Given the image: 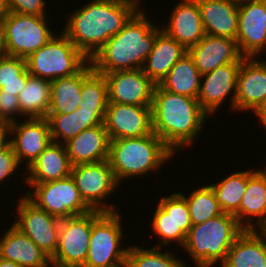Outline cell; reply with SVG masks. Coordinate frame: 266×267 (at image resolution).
<instances>
[{
	"mask_svg": "<svg viewBox=\"0 0 266 267\" xmlns=\"http://www.w3.org/2000/svg\"><path fill=\"white\" fill-rule=\"evenodd\" d=\"M141 0H88L66 16L61 30L90 60L140 9Z\"/></svg>",
	"mask_w": 266,
	"mask_h": 267,
	"instance_id": "1",
	"label": "cell"
},
{
	"mask_svg": "<svg viewBox=\"0 0 266 267\" xmlns=\"http://www.w3.org/2000/svg\"><path fill=\"white\" fill-rule=\"evenodd\" d=\"M207 118L210 119L196 98L168 92L156 84L152 102L153 133L175 155L185 147L192 148L201 137Z\"/></svg>",
	"mask_w": 266,
	"mask_h": 267,
	"instance_id": "2",
	"label": "cell"
},
{
	"mask_svg": "<svg viewBox=\"0 0 266 267\" xmlns=\"http://www.w3.org/2000/svg\"><path fill=\"white\" fill-rule=\"evenodd\" d=\"M147 16L145 7H141L122 30L93 55L89 62L96 73L142 69L156 35L162 30Z\"/></svg>",
	"mask_w": 266,
	"mask_h": 267,
	"instance_id": "3",
	"label": "cell"
},
{
	"mask_svg": "<svg viewBox=\"0 0 266 267\" xmlns=\"http://www.w3.org/2000/svg\"><path fill=\"white\" fill-rule=\"evenodd\" d=\"M174 156L164 142L152 133L144 137L110 140L108 161L117 182L122 185L129 178L160 172L161 167Z\"/></svg>",
	"mask_w": 266,
	"mask_h": 267,
	"instance_id": "4",
	"label": "cell"
},
{
	"mask_svg": "<svg viewBox=\"0 0 266 267\" xmlns=\"http://www.w3.org/2000/svg\"><path fill=\"white\" fill-rule=\"evenodd\" d=\"M244 230L233 214L223 212L201 224L192 225L182 250L191 257L195 267L221 265Z\"/></svg>",
	"mask_w": 266,
	"mask_h": 267,
	"instance_id": "5",
	"label": "cell"
},
{
	"mask_svg": "<svg viewBox=\"0 0 266 267\" xmlns=\"http://www.w3.org/2000/svg\"><path fill=\"white\" fill-rule=\"evenodd\" d=\"M89 60L75 47L69 38L60 33L27 59V69L31 76L53 81L78 73Z\"/></svg>",
	"mask_w": 266,
	"mask_h": 267,
	"instance_id": "6",
	"label": "cell"
},
{
	"mask_svg": "<svg viewBox=\"0 0 266 267\" xmlns=\"http://www.w3.org/2000/svg\"><path fill=\"white\" fill-rule=\"evenodd\" d=\"M122 216L119 211L104 212L92 224L88 254L83 267H114L126 262L129 245L124 248L121 243L125 236Z\"/></svg>",
	"mask_w": 266,
	"mask_h": 267,
	"instance_id": "7",
	"label": "cell"
},
{
	"mask_svg": "<svg viewBox=\"0 0 266 267\" xmlns=\"http://www.w3.org/2000/svg\"><path fill=\"white\" fill-rule=\"evenodd\" d=\"M26 184L30 187L24 195L38 208L60 220L92 211L83 200L71 175L46 183Z\"/></svg>",
	"mask_w": 266,
	"mask_h": 267,
	"instance_id": "8",
	"label": "cell"
},
{
	"mask_svg": "<svg viewBox=\"0 0 266 267\" xmlns=\"http://www.w3.org/2000/svg\"><path fill=\"white\" fill-rule=\"evenodd\" d=\"M0 22L4 28L9 56L27 59L55 36L48 24L49 16L9 12Z\"/></svg>",
	"mask_w": 266,
	"mask_h": 267,
	"instance_id": "9",
	"label": "cell"
},
{
	"mask_svg": "<svg viewBox=\"0 0 266 267\" xmlns=\"http://www.w3.org/2000/svg\"><path fill=\"white\" fill-rule=\"evenodd\" d=\"M97 210L60 220L58 246L50 258L52 267H83L89 248L92 224L103 214Z\"/></svg>",
	"mask_w": 266,
	"mask_h": 267,
	"instance_id": "10",
	"label": "cell"
},
{
	"mask_svg": "<svg viewBox=\"0 0 266 267\" xmlns=\"http://www.w3.org/2000/svg\"><path fill=\"white\" fill-rule=\"evenodd\" d=\"M71 177L85 203L100 212H117L114 203H108L109 197L116 193L121 185L117 182L110 163L107 160L97 163L72 166ZM108 203V204H107Z\"/></svg>",
	"mask_w": 266,
	"mask_h": 267,
	"instance_id": "11",
	"label": "cell"
},
{
	"mask_svg": "<svg viewBox=\"0 0 266 267\" xmlns=\"http://www.w3.org/2000/svg\"><path fill=\"white\" fill-rule=\"evenodd\" d=\"M156 204L149 222L152 230L150 233L159 238L153 247L168 248L171 243L183 247L192 227L186 199L179 192H172L169 196L163 195Z\"/></svg>",
	"mask_w": 266,
	"mask_h": 267,
	"instance_id": "12",
	"label": "cell"
},
{
	"mask_svg": "<svg viewBox=\"0 0 266 267\" xmlns=\"http://www.w3.org/2000/svg\"><path fill=\"white\" fill-rule=\"evenodd\" d=\"M20 196L13 224L51 258L58 246L60 219L38 208L25 195Z\"/></svg>",
	"mask_w": 266,
	"mask_h": 267,
	"instance_id": "13",
	"label": "cell"
},
{
	"mask_svg": "<svg viewBox=\"0 0 266 267\" xmlns=\"http://www.w3.org/2000/svg\"><path fill=\"white\" fill-rule=\"evenodd\" d=\"M241 62H232L202 74L197 97L202 110L211 117L229 99L231 111H235L237 77ZM231 96V97H230Z\"/></svg>",
	"mask_w": 266,
	"mask_h": 267,
	"instance_id": "14",
	"label": "cell"
},
{
	"mask_svg": "<svg viewBox=\"0 0 266 267\" xmlns=\"http://www.w3.org/2000/svg\"><path fill=\"white\" fill-rule=\"evenodd\" d=\"M238 13L236 42L241 55L261 57L266 52V0L239 3Z\"/></svg>",
	"mask_w": 266,
	"mask_h": 267,
	"instance_id": "15",
	"label": "cell"
},
{
	"mask_svg": "<svg viewBox=\"0 0 266 267\" xmlns=\"http://www.w3.org/2000/svg\"><path fill=\"white\" fill-rule=\"evenodd\" d=\"M103 124L110 140L150 135L153 133L152 106L108 102Z\"/></svg>",
	"mask_w": 266,
	"mask_h": 267,
	"instance_id": "16",
	"label": "cell"
},
{
	"mask_svg": "<svg viewBox=\"0 0 266 267\" xmlns=\"http://www.w3.org/2000/svg\"><path fill=\"white\" fill-rule=\"evenodd\" d=\"M8 125L13 151L27 169L52 142L49 123L46 118H23Z\"/></svg>",
	"mask_w": 266,
	"mask_h": 267,
	"instance_id": "17",
	"label": "cell"
},
{
	"mask_svg": "<svg viewBox=\"0 0 266 267\" xmlns=\"http://www.w3.org/2000/svg\"><path fill=\"white\" fill-rule=\"evenodd\" d=\"M108 86V101L137 106H152L156 84L142 69L103 74Z\"/></svg>",
	"mask_w": 266,
	"mask_h": 267,
	"instance_id": "18",
	"label": "cell"
},
{
	"mask_svg": "<svg viewBox=\"0 0 266 267\" xmlns=\"http://www.w3.org/2000/svg\"><path fill=\"white\" fill-rule=\"evenodd\" d=\"M266 102V60L245 57L237 77L235 111L252 112Z\"/></svg>",
	"mask_w": 266,
	"mask_h": 267,
	"instance_id": "19",
	"label": "cell"
},
{
	"mask_svg": "<svg viewBox=\"0 0 266 267\" xmlns=\"http://www.w3.org/2000/svg\"><path fill=\"white\" fill-rule=\"evenodd\" d=\"M170 11L168 23L161 29L186 50L205 36L201 12L196 0H178ZM163 26V27H162Z\"/></svg>",
	"mask_w": 266,
	"mask_h": 267,
	"instance_id": "20",
	"label": "cell"
},
{
	"mask_svg": "<svg viewBox=\"0 0 266 267\" xmlns=\"http://www.w3.org/2000/svg\"><path fill=\"white\" fill-rule=\"evenodd\" d=\"M187 52L201 75L232 62H242L245 58L241 55L236 40L208 34Z\"/></svg>",
	"mask_w": 266,
	"mask_h": 267,
	"instance_id": "21",
	"label": "cell"
},
{
	"mask_svg": "<svg viewBox=\"0 0 266 267\" xmlns=\"http://www.w3.org/2000/svg\"><path fill=\"white\" fill-rule=\"evenodd\" d=\"M234 216L244 229L266 228V178L258 167L248 169L245 194Z\"/></svg>",
	"mask_w": 266,
	"mask_h": 267,
	"instance_id": "22",
	"label": "cell"
},
{
	"mask_svg": "<svg viewBox=\"0 0 266 267\" xmlns=\"http://www.w3.org/2000/svg\"><path fill=\"white\" fill-rule=\"evenodd\" d=\"M72 166L109 158L110 138L104 124L87 128L64 143Z\"/></svg>",
	"mask_w": 266,
	"mask_h": 267,
	"instance_id": "23",
	"label": "cell"
},
{
	"mask_svg": "<svg viewBox=\"0 0 266 267\" xmlns=\"http://www.w3.org/2000/svg\"><path fill=\"white\" fill-rule=\"evenodd\" d=\"M11 226V227H10ZM0 235V257L21 267H52L50 257L13 223Z\"/></svg>",
	"mask_w": 266,
	"mask_h": 267,
	"instance_id": "24",
	"label": "cell"
},
{
	"mask_svg": "<svg viewBox=\"0 0 266 267\" xmlns=\"http://www.w3.org/2000/svg\"><path fill=\"white\" fill-rule=\"evenodd\" d=\"M72 164L64 144L50 142L46 149L29 165L22 178L24 183H46L70 176Z\"/></svg>",
	"mask_w": 266,
	"mask_h": 267,
	"instance_id": "25",
	"label": "cell"
},
{
	"mask_svg": "<svg viewBox=\"0 0 266 267\" xmlns=\"http://www.w3.org/2000/svg\"><path fill=\"white\" fill-rule=\"evenodd\" d=\"M205 34L236 40L239 4L231 0H196Z\"/></svg>",
	"mask_w": 266,
	"mask_h": 267,
	"instance_id": "26",
	"label": "cell"
},
{
	"mask_svg": "<svg viewBox=\"0 0 266 267\" xmlns=\"http://www.w3.org/2000/svg\"><path fill=\"white\" fill-rule=\"evenodd\" d=\"M105 113L98 107L81 105L69 114H47L50 135L53 142L64 144L81 131L102 125Z\"/></svg>",
	"mask_w": 266,
	"mask_h": 267,
	"instance_id": "27",
	"label": "cell"
},
{
	"mask_svg": "<svg viewBox=\"0 0 266 267\" xmlns=\"http://www.w3.org/2000/svg\"><path fill=\"white\" fill-rule=\"evenodd\" d=\"M221 267H266V231L245 229L232 244Z\"/></svg>",
	"mask_w": 266,
	"mask_h": 267,
	"instance_id": "28",
	"label": "cell"
},
{
	"mask_svg": "<svg viewBox=\"0 0 266 267\" xmlns=\"http://www.w3.org/2000/svg\"><path fill=\"white\" fill-rule=\"evenodd\" d=\"M186 53L187 50L182 45L161 30L156 35L153 49L147 56L142 70L155 84H159Z\"/></svg>",
	"mask_w": 266,
	"mask_h": 267,
	"instance_id": "29",
	"label": "cell"
},
{
	"mask_svg": "<svg viewBox=\"0 0 266 267\" xmlns=\"http://www.w3.org/2000/svg\"><path fill=\"white\" fill-rule=\"evenodd\" d=\"M92 71L88 62L78 73L51 81L50 108L47 114H69L83 105L82 82Z\"/></svg>",
	"mask_w": 266,
	"mask_h": 267,
	"instance_id": "30",
	"label": "cell"
},
{
	"mask_svg": "<svg viewBox=\"0 0 266 267\" xmlns=\"http://www.w3.org/2000/svg\"><path fill=\"white\" fill-rule=\"evenodd\" d=\"M201 74L187 52L170 69L158 84L162 89L175 94L196 98L199 95Z\"/></svg>",
	"mask_w": 266,
	"mask_h": 267,
	"instance_id": "31",
	"label": "cell"
},
{
	"mask_svg": "<svg viewBox=\"0 0 266 267\" xmlns=\"http://www.w3.org/2000/svg\"><path fill=\"white\" fill-rule=\"evenodd\" d=\"M50 96L51 81L30 75L25 89L18 96L22 119L46 118Z\"/></svg>",
	"mask_w": 266,
	"mask_h": 267,
	"instance_id": "32",
	"label": "cell"
},
{
	"mask_svg": "<svg viewBox=\"0 0 266 267\" xmlns=\"http://www.w3.org/2000/svg\"><path fill=\"white\" fill-rule=\"evenodd\" d=\"M229 174L224 179L221 177V181L211 184L209 182L208 185L212 188L221 210L224 213L234 215L239 210L241 200L245 194L248 170L243 169Z\"/></svg>",
	"mask_w": 266,
	"mask_h": 267,
	"instance_id": "33",
	"label": "cell"
},
{
	"mask_svg": "<svg viewBox=\"0 0 266 267\" xmlns=\"http://www.w3.org/2000/svg\"><path fill=\"white\" fill-rule=\"evenodd\" d=\"M175 253L177 252L173 254L169 247L152 246L148 249L147 247L131 244L127 251L126 263L128 267H189L188 263L183 262L180 257H176L178 255H175Z\"/></svg>",
	"mask_w": 266,
	"mask_h": 267,
	"instance_id": "34",
	"label": "cell"
},
{
	"mask_svg": "<svg viewBox=\"0 0 266 267\" xmlns=\"http://www.w3.org/2000/svg\"><path fill=\"white\" fill-rule=\"evenodd\" d=\"M191 192L186 195L179 191L187 201L192 225L201 224L223 213L212 188L208 184L195 188Z\"/></svg>",
	"mask_w": 266,
	"mask_h": 267,
	"instance_id": "35",
	"label": "cell"
},
{
	"mask_svg": "<svg viewBox=\"0 0 266 267\" xmlns=\"http://www.w3.org/2000/svg\"><path fill=\"white\" fill-rule=\"evenodd\" d=\"M30 76L26 59L8 56L0 62V91L19 96Z\"/></svg>",
	"mask_w": 266,
	"mask_h": 267,
	"instance_id": "36",
	"label": "cell"
},
{
	"mask_svg": "<svg viewBox=\"0 0 266 267\" xmlns=\"http://www.w3.org/2000/svg\"><path fill=\"white\" fill-rule=\"evenodd\" d=\"M83 105L98 107L104 113L108 105V86L105 77L94 70L83 80L81 89Z\"/></svg>",
	"mask_w": 266,
	"mask_h": 267,
	"instance_id": "37",
	"label": "cell"
},
{
	"mask_svg": "<svg viewBox=\"0 0 266 267\" xmlns=\"http://www.w3.org/2000/svg\"><path fill=\"white\" fill-rule=\"evenodd\" d=\"M20 117L18 97L0 91V124H10L19 121Z\"/></svg>",
	"mask_w": 266,
	"mask_h": 267,
	"instance_id": "38",
	"label": "cell"
},
{
	"mask_svg": "<svg viewBox=\"0 0 266 267\" xmlns=\"http://www.w3.org/2000/svg\"><path fill=\"white\" fill-rule=\"evenodd\" d=\"M22 167L18 161L16 154L13 151L11 144L0 152V184L14 176Z\"/></svg>",
	"mask_w": 266,
	"mask_h": 267,
	"instance_id": "39",
	"label": "cell"
},
{
	"mask_svg": "<svg viewBox=\"0 0 266 267\" xmlns=\"http://www.w3.org/2000/svg\"><path fill=\"white\" fill-rule=\"evenodd\" d=\"M46 0H8L9 12L46 16Z\"/></svg>",
	"mask_w": 266,
	"mask_h": 267,
	"instance_id": "40",
	"label": "cell"
},
{
	"mask_svg": "<svg viewBox=\"0 0 266 267\" xmlns=\"http://www.w3.org/2000/svg\"><path fill=\"white\" fill-rule=\"evenodd\" d=\"M8 136V137H7ZM10 145V128L8 124H0V152Z\"/></svg>",
	"mask_w": 266,
	"mask_h": 267,
	"instance_id": "41",
	"label": "cell"
},
{
	"mask_svg": "<svg viewBox=\"0 0 266 267\" xmlns=\"http://www.w3.org/2000/svg\"><path fill=\"white\" fill-rule=\"evenodd\" d=\"M8 51L6 46L5 32L2 23L0 22V62L8 57Z\"/></svg>",
	"mask_w": 266,
	"mask_h": 267,
	"instance_id": "42",
	"label": "cell"
},
{
	"mask_svg": "<svg viewBox=\"0 0 266 267\" xmlns=\"http://www.w3.org/2000/svg\"><path fill=\"white\" fill-rule=\"evenodd\" d=\"M253 114H255V117L257 116L258 118V123L259 125L262 124V128L266 130V102L258 109L256 110Z\"/></svg>",
	"mask_w": 266,
	"mask_h": 267,
	"instance_id": "43",
	"label": "cell"
},
{
	"mask_svg": "<svg viewBox=\"0 0 266 267\" xmlns=\"http://www.w3.org/2000/svg\"><path fill=\"white\" fill-rule=\"evenodd\" d=\"M9 13L8 0H0V19Z\"/></svg>",
	"mask_w": 266,
	"mask_h": 267,
	"instance_id": "44",
	"label": "cell"
},
{
	"mask_svg": "<svg viewBox=\"0 0 266 267\" xmlns=\"http://www.w3.org/2000/svg\"><path fill=\"white\" fill-rule=\"evenodd\" d=\"M0 267H21V266L16 262L5 260L0 257Z\"/></svg>",
	"mask_w": 266,
	"mask_h": 267,
	"instance_id": "45",
	"label": "cell"
},
{
	"mask_svg": "<svg viewBox=\"0 0 266 267\" xmlns=\"http://www.w3.org/2000/svg\"><path fill=\"white\" fill-rule=\"evenodd\" d=\"M261 169L258 168L259 172L266 178V165L264 167H260Z\"/></svg>",
	"mask_w": 266,
	"mask_h": 267,
	"instance_id": "46",
	"label": "cell"
},
{
	"mask_svg": "<svg viewBox=\"0 0 266 267\" xmlns=\"http://www.w3.org/2000/svg\"><path fill=\"white\" fill-rule=\"evenodd\" d=\"M114 267H128L127 263H123V264H119V265H116Z\"/></svg>",
	"mask_w": 266,
	"mask_h": 267,
	"instance_id": "47",
	"label": "cell"
},
{
	"mask_svg": "<svg viewBox=\"0 0 266 267\" xmlns=\"http://www.w3.org/2000/svg\"><path fill=\"white\" fill-rule=\"evenodd\" d=\"M231 1L239 4V3H242V2H245V1H248V0H231Z\"/></svg>",
	"mask_w": 266,
	"mask_h": 267,
	"instance_id": "48",
	"label": "cell"
}]
</instances>
